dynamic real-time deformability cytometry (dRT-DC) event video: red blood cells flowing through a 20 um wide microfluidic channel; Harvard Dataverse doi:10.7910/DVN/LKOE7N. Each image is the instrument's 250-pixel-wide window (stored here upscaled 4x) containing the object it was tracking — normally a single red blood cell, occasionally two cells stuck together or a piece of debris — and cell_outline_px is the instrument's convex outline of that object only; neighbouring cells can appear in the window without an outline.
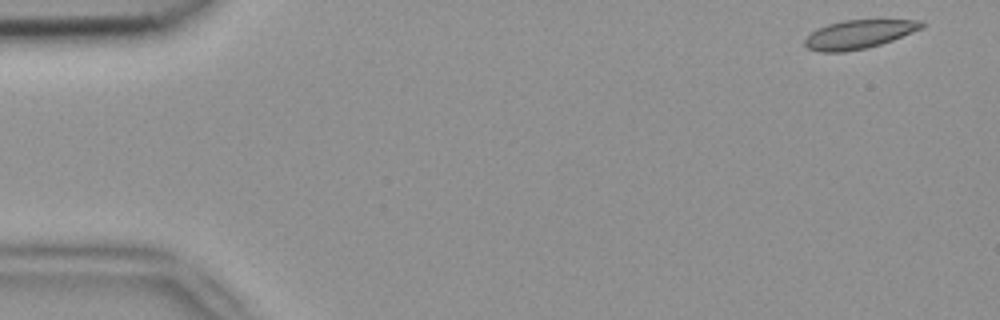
{"species": "common noctule bat (a hibernating species)", "species_latin": "Nyctalus noctula", "temperature_condition": "room temperature", "stored_images_in_passage": 50, "camera_frame_rate_fps": 3000, "um_per_image_px": 0.085, "animal": {"sex": "female", "body_mass_g": 18.4}, "frame": {"image": 1, "passage_image": 1, "time_ms": 0.0, "image_size_px": [1000, 320], "cell_outline_px": [[924, 28], [892, 40], [868, 48], [844, 52], [820, 52], [808, 48], [804, 44], [804, 40], [816, 28], [828, 24], [844, 20], [924, 20]], "centroid_in_image_um": [73.01, 2.92], "position_along_channel_um": 12.0, "area_um2": 19.54}}
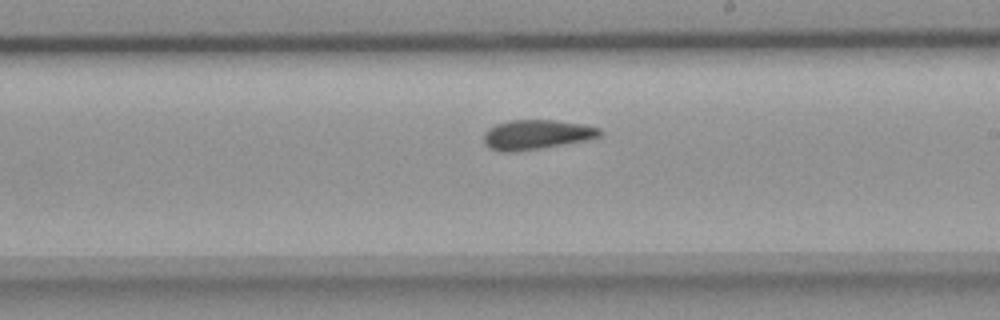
{"frame": {"image": 2, "passage_image": 28, "time_ms": 9.0, "image_size_px": [1000, 320], "cell_outline_px": [[604, 132], [600, 136], [588, 140], [516, 152], [500, 152], [488, 148], [484, 144], [484, 132], [488, 128], [496, 124], [508, 120], [556, 120], [584, 124], [600, 128]], "centroid_in_image_um": [45.59, 11.44], "position_along_channel_um": 243.4, "area_um2": 20.35}}
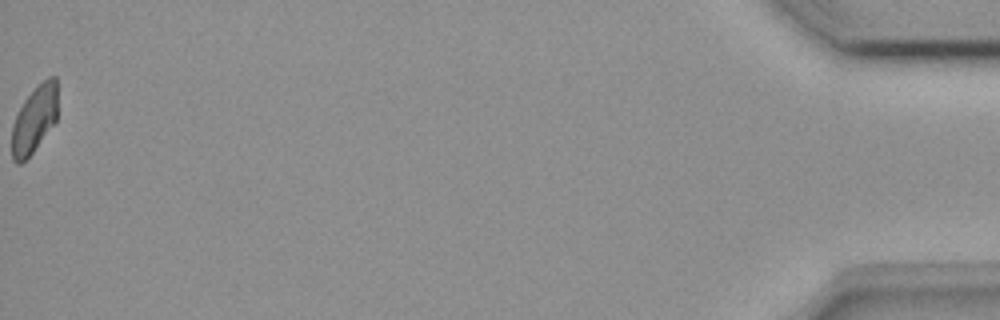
{"frame": {"image": 3, "passage_image": 50, "time_ms": 16.333, "image_size_px": [1000, 320], "cell_outline_px": [[56, 120], [32, 152], [20, 164], [16, 164], [12, 160], [12, 124], [24, 100], [48, 76], [56, 76]], "centroid_in_image_um": [2.89, 10.16], "position_along_channel_um": 432.3, "area_um2": 17.34}, "authors_computed_cell_mechanics": {"area_um2": 19.8832, "velocity_mm_per_s": 3.936, "shape_relaxation_time_tau1_ms": null, "shape_relaxation_time_tau2_ms": 4.1738, "deformation_change_tau1": null, "deformation_change_tau2": 0.1012}}